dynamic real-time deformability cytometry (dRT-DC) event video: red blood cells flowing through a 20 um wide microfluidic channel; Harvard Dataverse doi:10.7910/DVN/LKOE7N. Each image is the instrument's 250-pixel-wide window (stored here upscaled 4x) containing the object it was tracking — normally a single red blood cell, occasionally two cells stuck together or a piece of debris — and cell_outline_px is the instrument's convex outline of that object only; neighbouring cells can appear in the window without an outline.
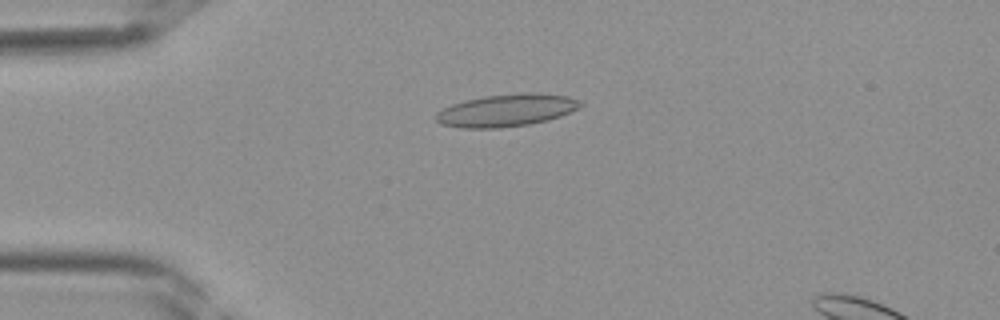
{"species": "Egyptian fruit bat (a non-hibernating species)", "species_latin": "Rousettus aegyptiacus", "temperature_condition": "room temperature", "stored_images_in_passage": 40, "camera_frame_rate_fps": 3000, "um_per_image_px": 0.085, "frame": {"image": 1, "passage_image": 10, "time_ms": 3.0, "image_size_px": [1000, 320], "cell_outline_px": [[584, 104], [580, 108], [560, 116], [548, 120], [528, 124], [500, 128], [460, 128], [440, 124], [436, 120], [436, 112], [452, 104], [484, 96], [524, 92], [540, 92], [568, 96]], "centroid_in_image_um": [43.07, 9.37], "position_along_channel_um": 41.9, "area_um2": 27.34}}
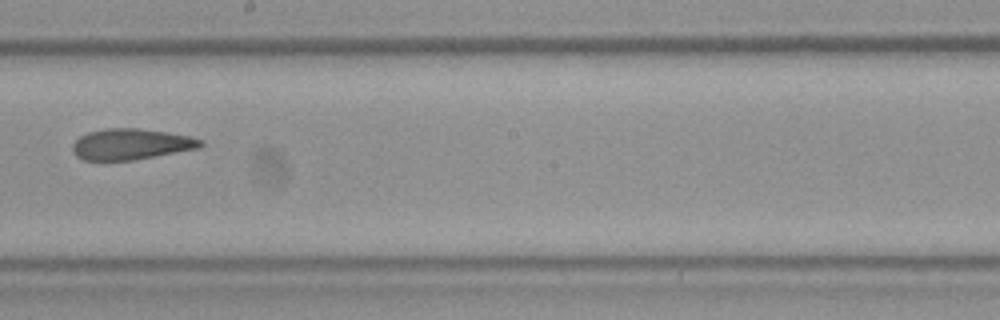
{"frame": {"image": 2, "passage_image": 23, "time_ms": 7.333, "image_size_px": [1000, 320], "cell_outline_px": [[204, 144], [200, 148], [136, 160], [84, 160], [76, 156], [72, 152], [72, 144], [80, 136], [88, 132], [104, 128], [136, 128], [164, 132], [188, 136], [200, 140]], "centroid_in_image_um": [11.1, 12.26], "position_along_channel_um": 237.1, "area_um2": 23.06}}
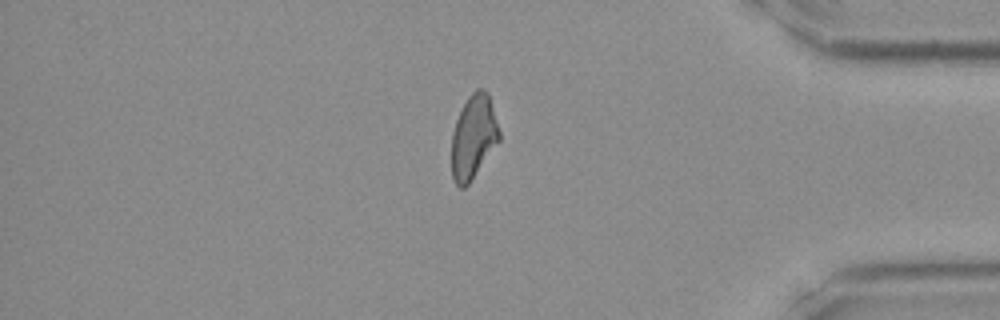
{"frame": {"image": 3, "passage_image": 34, "time_ms": 11.0, "image_size_px": [1000, 320], "cell_outline_px": [[500, 140], [468, 184], [464, 188], [460, 188], [452, 180], [452, 132], [456, 120], [468, 96], [476, 88], [484, 88], [488, 92], [500, 132]], "centroid_in_image_um": [40.24, 11.62], "position_along_channel_um": 395.0, "area_um2": 23.18}}